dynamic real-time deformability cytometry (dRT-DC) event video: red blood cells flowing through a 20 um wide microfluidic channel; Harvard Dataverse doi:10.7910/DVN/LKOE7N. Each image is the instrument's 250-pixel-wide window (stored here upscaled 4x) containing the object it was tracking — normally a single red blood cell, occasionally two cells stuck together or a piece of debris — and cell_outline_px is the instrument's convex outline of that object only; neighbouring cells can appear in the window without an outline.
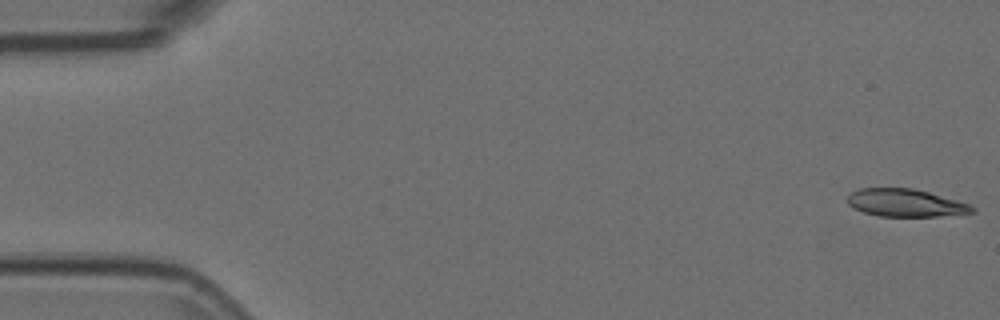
{"species": "Egyptian fruit bat (a non-hibernating species)", "species_latin": "Rousettus aegyptiacus", "temperature_condition": "room temperature", "stored_images_in_passage": 4, "camera_frame_rate_fps": 3000, "um_per_image_px": 0.085, "animal": {"sex": "female"}, "frame": {"image": 1, "passage_image": 1, "time_ms": 0.0, "image_size_px": [1000, 320], "cell_outline_px": [[976, 212], [940, 216], [880, 216], [864, 212], [852, 208], [848, 204], [848, 192], [860, 188], [912, 188], [928, 192], [956, 200], [968, 204], [976, 208]], "centroid_in_image_um": [76.93, 17.24], "position_along_channel_um": 8.1, "area_um2": 20.06}}
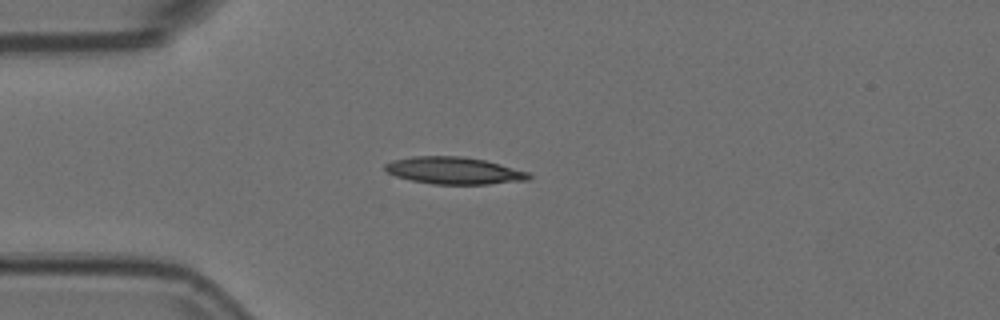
{"frame": {"image": 2, "passage_image": 4, "time_ms": 1.0, "image_size_px": [1000, 320], "cell_outline_px": [[532, 176], [528, 180], [488, 184], [432, 184], [412, 180], [396, 176], [388, 172], [384, 168], [384, 164], [392, 160], [412, 156], [464, 156], [484, 160], [500, 164], [528, 172]], "centroid_in_image_um": [38.58, 14.49], "position_along_channel_um": 46.4, "area_um2": 22.66}}